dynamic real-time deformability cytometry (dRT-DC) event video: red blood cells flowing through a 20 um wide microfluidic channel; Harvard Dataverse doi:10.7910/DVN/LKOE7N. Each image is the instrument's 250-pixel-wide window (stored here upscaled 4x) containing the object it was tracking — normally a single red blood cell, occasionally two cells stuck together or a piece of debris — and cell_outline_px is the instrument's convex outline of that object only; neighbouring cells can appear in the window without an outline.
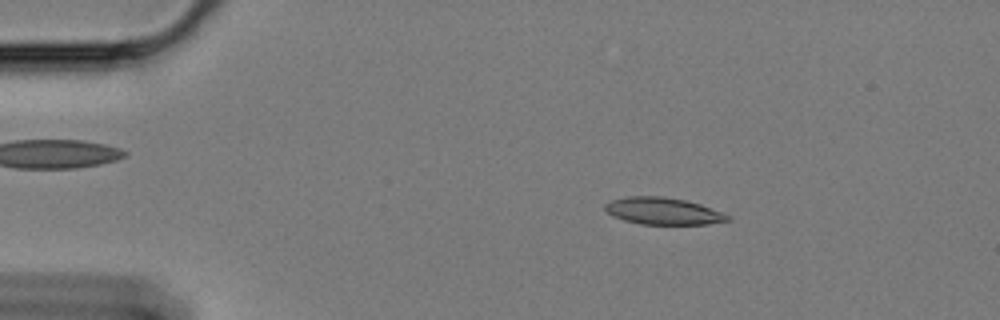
{"species": "Egyptian fruit bat (a non-hibernating species)", "species_latin": "Rousettus aegyptiacus", "temperature_condition": "cold", "stored_images_in_passage": 59, "camera_frame_rate_fps": 3000, "um_per_image_px": 0.085, "animal": {"sex": "female"}, "frame": {"image": 1, "passage_image": 10, "time_ms": 3.0, "image_size_px": [1000, 320], "cell_outline_px": [[732, 220], [708, 224], [640, 224], [624, 220], [612, 216], [604, 208], [604, 204], [612, 200], [628, 196], [664, 196], [684, 200], [700, 204], [732, 216]], "centroid_in_image_um": [56.37, 17.94], "position_along_channel_um": 28.6, "area_um2": 19.31}}
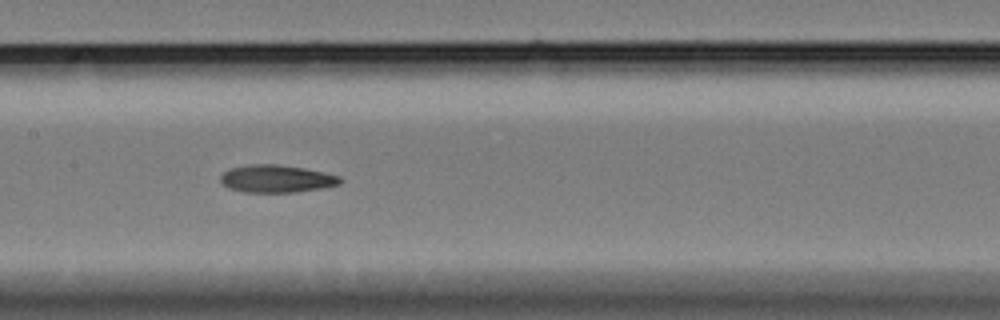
{"frame": {"image": 2, "passage_image": 29, "time_ms": 9.333, "image_size_px": [1000, 320], "cell_outline_px": [[344, 180], [340, 184], [324, 188], [296, 192], [244, 192], [228, 188], [220, 180], [220, 176], [224, 172], [232, 168], [248, 164], [276, 164], [304, 168], [324, 172], [340, 176]], "centroid_in_image_um": [23.54, 15.19], "position_along_channel_um": 183.9, "area_um2": 19.31}}
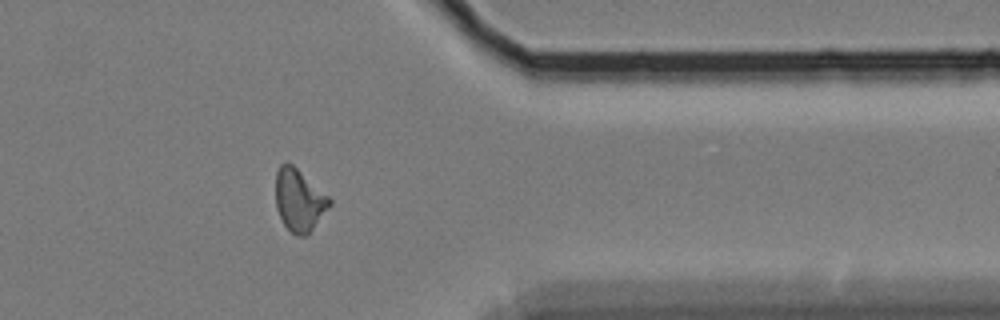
{"frame": {"image": 3, "passage_image": 48, "time_ms": 15.667, "image_size_px": [1000, 320], "cell_outline_px": [[332, 204], [312, 228], [304, 236], [296, 236], [284, 224], [276, 208], [276, 172], [280, 164], [292, 164], [328, 196], [332, 200]], "centroid_in_image_um": [25.42, 17.01], "position_along_channel_um": 386.0, "area_um2": 19.07}, "authors_computed_cell_mechanics": {"area_um2": 19.2474, "velocity_mm_per_s": 3.3787, "shape_relaxation_time_tau1_ms": null, "shape_relaxation_time_tau2_ms": 6.5645, "deformation_change_tau1": null, "deformation_change_tau2": 0.1415}}